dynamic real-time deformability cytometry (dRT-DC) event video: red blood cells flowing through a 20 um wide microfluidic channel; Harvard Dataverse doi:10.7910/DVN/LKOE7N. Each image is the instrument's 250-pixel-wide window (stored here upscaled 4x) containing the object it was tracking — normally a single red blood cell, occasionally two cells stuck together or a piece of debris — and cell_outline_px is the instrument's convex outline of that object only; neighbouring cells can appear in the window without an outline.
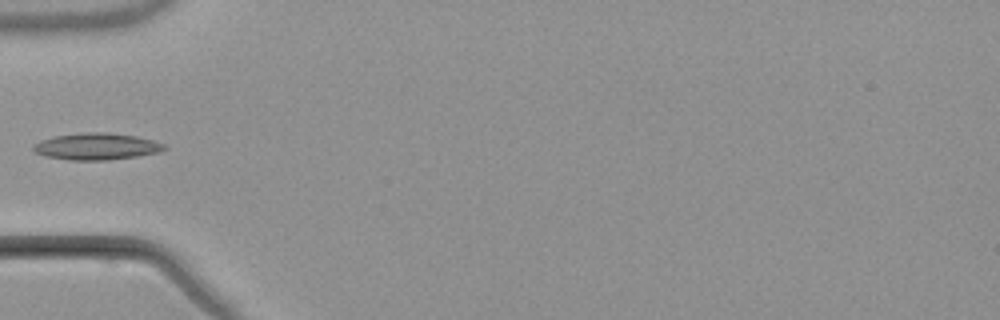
{"species": "common noctule bat (a hibernating species)", "species_latin": "Nyctalus noctula", "temperature_condition": "warm", "stored_images_in_passage": 7, "camera_frame_rate_fps": 3000, "um_per_image_px": 0.085, "animal": {"sex": "male", "body_mass_g": 21.5, "forearm_length_mm": 52.0}, "frame": {"image": 1, "passage_image": 6, "time_ms": 6.333, "image_size_px": [1000, 320], "cell_outline_px": [[168, 148], [160, 152], [136, 156], [108, 160], [68, 160], [48, 156], [36, 152], [32, 148], [40, 140], [56, 136], [88, 132], [112, 132], [136, 136], [152, 140], [164, 144]], "centroid_in_image_um": [8.26, 12.44], "position_along_channel_um": 76.7, "area_um2": 20.23}}
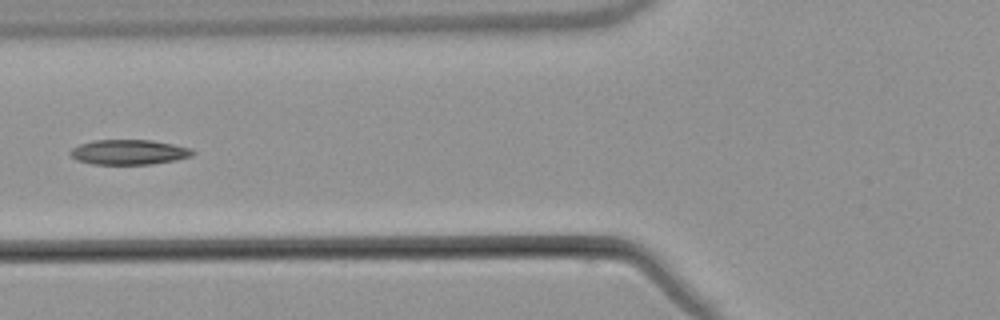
{"frame": {"image": 2, "passage_image": 7, "time_ms": 7.333, "image_size_px": [1000, 320], "cell_outline_px": [[196, 152], [192, 156], [176, 160], [148, 164], [92, 164], [76, 160], [68, 152], [72, 148], [80, 144], [92, 140], [152, 140], [192, 148]], "centroid_in_image_um": [10.96, 12.93], "position_along_channel_um": 114.8, "area_um2": 17.86}}